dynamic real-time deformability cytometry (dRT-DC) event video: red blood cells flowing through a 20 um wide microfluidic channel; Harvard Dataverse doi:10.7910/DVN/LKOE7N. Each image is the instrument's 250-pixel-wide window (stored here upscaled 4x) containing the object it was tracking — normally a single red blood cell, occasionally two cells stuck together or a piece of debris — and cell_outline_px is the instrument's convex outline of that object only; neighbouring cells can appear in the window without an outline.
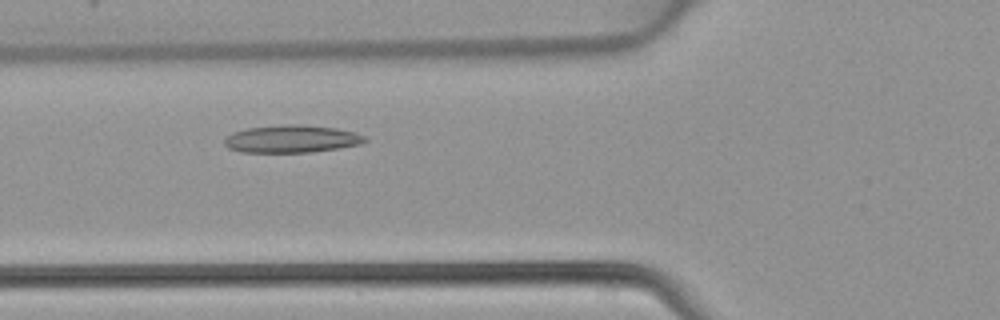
{"species": "common noctule bat (a hibernating species)", "species_latin": "Nyctalus noctula", "temperature_condition": "warm", "stored_images_in_passage": 38, "camera_frame_rate_fps": 3000, "um_per_image_px": 0.085, "animal": {"sex": "female", "body_mass_g": 22.7, "forearm_length_mm": 54.2}, "frame": {"image": 1, "passage_image": 8, "time_ms": 2.333, "image_size_px": [1000, 320], "cell_outline_px": [[368, 140], [360, 144], [340, 148], [312, 152], [244, 152], [228, 148], [224, 144], [224, 140], [232, 132], [248, 128], [288, 124], [296, 124], [336, 128], [356, 132], [364, 136]], "centroid_in_image_um": [24.81, 11.81], "position_along_channel_um": 101.0, "area_um2": 22.48}}
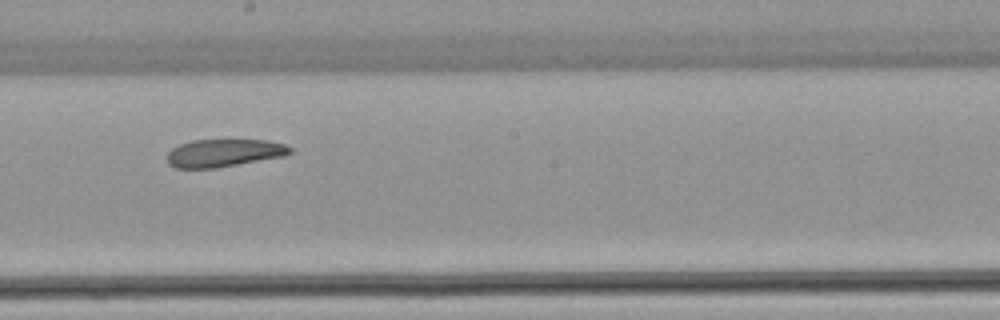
{"frame": {"image": 2, "passage_image": 17, "time_ms": 5.333, "image_size_px": [1000, 320], "cell_outline_px": [[292, 152], [284, 156], [216, 168], [176, 168], [168, 164], [168, 152], [172, 148], [180, 144], [192, 140], [264, 140], [284, 144], [292, 148]], "centroid_in_image_um": [19.02, 13.0], "position_along_channel_um": 229.2, "area_um2": 19.77}}
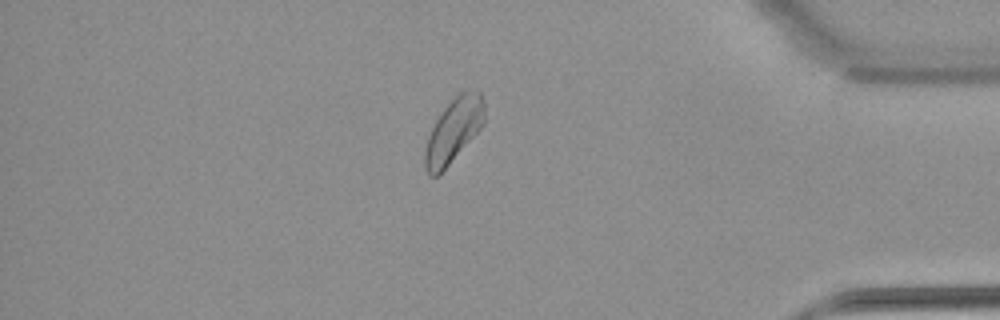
{"frame": {"image": 3, "passage_image": 31, "time_ms": 10.0, "image_size_px": [1000, 320], "cell_outline_px": [[484, 124], [448, 164], [436, 176], [428, 176], [424, 168], [424, 152], [428, 136], [436, 120], [444, 108], [460, 92], [480, 92], [484, 104]], "centroid_in_image_um": [38.53, 11.11], "position_along_channel_um": 396.7, "area_um2": 21.5}}